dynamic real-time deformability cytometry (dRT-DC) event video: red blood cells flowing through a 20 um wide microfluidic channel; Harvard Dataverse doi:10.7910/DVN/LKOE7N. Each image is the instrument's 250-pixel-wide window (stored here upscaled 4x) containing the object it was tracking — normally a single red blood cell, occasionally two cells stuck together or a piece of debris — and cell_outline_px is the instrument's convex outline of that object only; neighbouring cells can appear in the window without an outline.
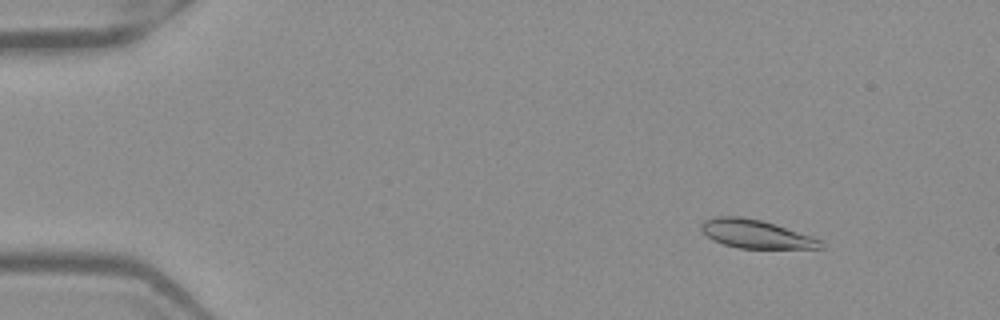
{"species": "Egyptian fruit bat (a non-hibernating species)", "species_latin": "Rousettus aegyptiacus", "temperature_condition": "warm", "stored_images_in_passage": 53, "camera_frame_rate_fps": 3000, "um_per_image_px": 0.085, "frame": {"image": 1, "passage_image": 7, "time_ms": 2.0, "image_size_px": [1000, 320], "cell_outline_px": [[824, 248], [740, 248], [724, 244], [712, 240], [700, 228], [700, 224], [704, 220], [716, 216], [744, 216], [776, 224], [812, 236], [820, 240], [824, 244]], "centroid_in_image_um": [64.24, 19.88], "position_along_channel_um": 20.8, "area_um2": 19.77}}
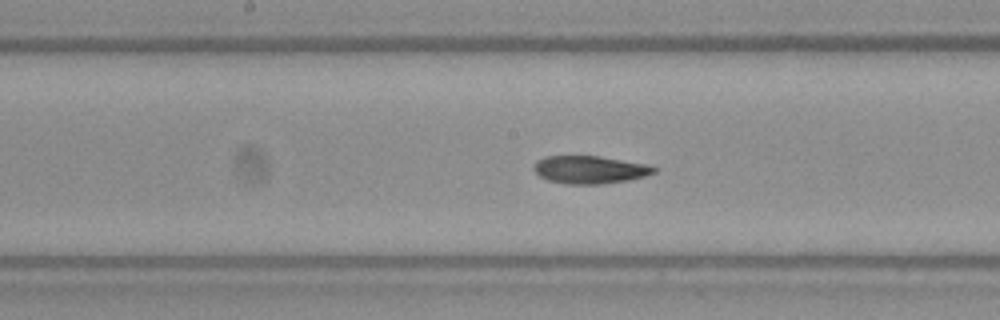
{"frame": {"image": 2, "passage_image": 28, "time_ms": 9.0, "image_size_px": [1000, 320], "cell_outline_px": [[656, 172], [644, 176], [628, 180], [600, 184], [568, 184], [548, 180], [540, 176], [532, 168], [532, 164], [536, 160], [544, 156], [600, 156], [648, 164], [656, 168]], "centroid_in_image_um": [50.1, 14.41], "position_along_channel_um": 198.1, "area_um2": 19.54}}
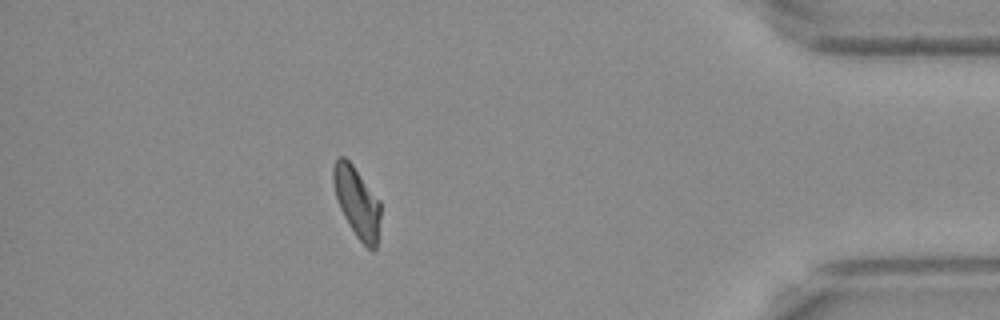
{"frame": {"image": 3, "passage_image": 47, "time_ms": 15.333, "image_size_px": [1000, 320], "cell_outline_px": [[380, 216], [376, 248], [372, 252], [356, 236], [348, 224], [340, 208], [336, 196], [332, 180], [332, 168], [336, 160], [340, 156], [344, 156], [352, 164], [380, 200]], "centroid_in_image_um": [30.34, 17.18], "position_along_channel_um": 404.9, "area_um2": 19.31}, "authors_computed_cell_mechanics": {"area_um2": 19.7098, "velocity_mm_per_s": 3.9501, "shape_relaxation_time_tau1_ms": 7.7161, "shape_relaxation_time_tau2_ms": 3.1899, "deformation_change_tau1": 0.221, "deformation_change_tau2": 0.0926}}